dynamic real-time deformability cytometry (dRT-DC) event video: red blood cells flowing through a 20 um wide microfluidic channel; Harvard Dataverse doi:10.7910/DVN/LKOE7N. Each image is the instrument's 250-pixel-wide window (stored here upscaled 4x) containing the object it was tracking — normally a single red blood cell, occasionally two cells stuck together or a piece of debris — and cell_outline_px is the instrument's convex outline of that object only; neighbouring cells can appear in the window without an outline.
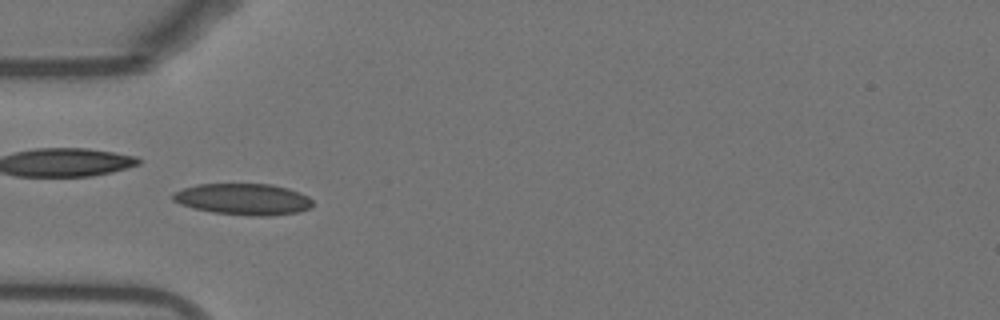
{"species": "Egyptian fruit bat (a non-hibernating species)", "species_latin": "Rousettus aegyptiacus", "temperature_condition": "warm", "stored_images_in_passage": 52, "camera_frame_rate_fps": 3000, "um_per_image_px": 0.085, "animal": {"sex": "female"}, "frame": {"image": 1, "passage_image": 16, "time_ms": 5.0, "image_size_px": [1000, 320], "cell_outline_px": [[312, 208], [300, 212], [268, 216], [248, 216], [212, 212], [192, 208], [180, 204], [172, 200], [172, 192], [196, 184], [272, 184], [288, 188], [300, 192], [308, 196], [312, 200]], "centroid_in_image_um": [20.68, 16.94], "position_along_channel_um": 64.3, "area_um2": 25.89}}
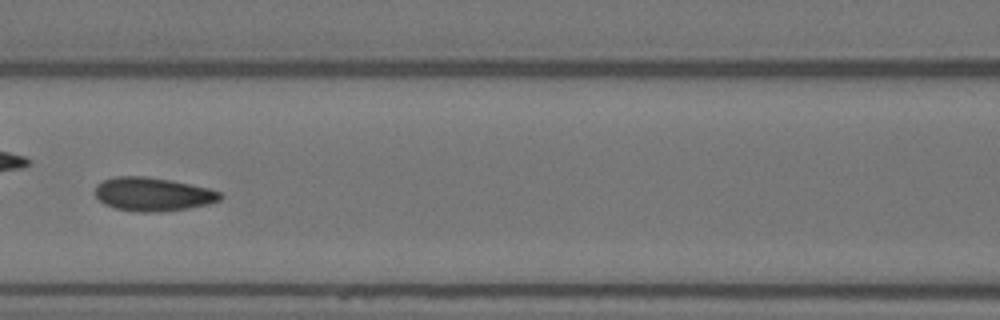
{"frame": {"image": 2, "passage_image": 23, "time_ms": 7.333, "image_size_px": [1000, 320], "cell_outline_px": [[224, 196], [220, 200], [208, 204], [188, 208], [160, 212], [136, 212], [116, 208], [104, 204], [96, 196], [96, 184], [104, 180], [116, 176], [144, 176], [168, 180], [208, 188], [220, 192]], "centroid_in_image_um": [12.99, 16.52], "position_along_channel_um": 153.6, "area_um2": 24.33}}
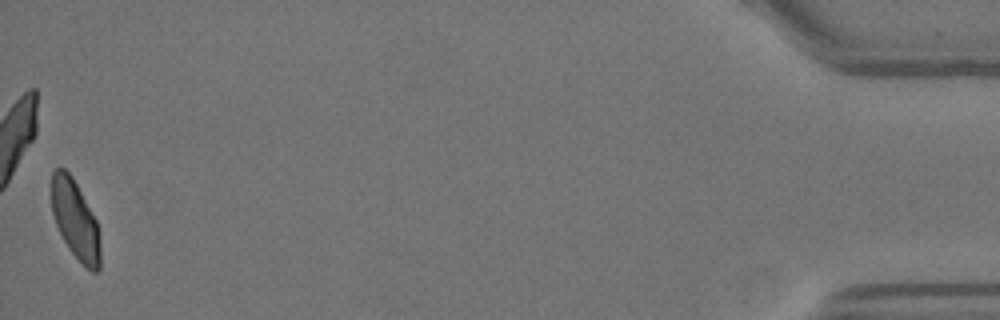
{"frame": {"image": 3, "passage_image": 52, "time_ms": 17.0, "image_size_px": [1000, 320], "cell_outline_px": [[100, 268], [96, 272], [92, 272], [68, 248], [56, 224], [52, 212], [52, 172], [56, 168], [64, 168], [72, 176], [96, 220], [100, 244]], "centroid_in_image_um": [6.4, 18.67], "position_along_channel_um": 428.8, "area_um2": 21.91}, "authors_computed_cell_mechanics": {"area_um2": 23.987, "velocity_mm_per_s": 3.8188, "shape_relaxation_time_tau1_ms": 6.6379, "shape_relaxation_time_tau2_ms": 1.1224, "deformation_change_tau1": 0.1386, "deformation_change_tau2": 0.0679}}